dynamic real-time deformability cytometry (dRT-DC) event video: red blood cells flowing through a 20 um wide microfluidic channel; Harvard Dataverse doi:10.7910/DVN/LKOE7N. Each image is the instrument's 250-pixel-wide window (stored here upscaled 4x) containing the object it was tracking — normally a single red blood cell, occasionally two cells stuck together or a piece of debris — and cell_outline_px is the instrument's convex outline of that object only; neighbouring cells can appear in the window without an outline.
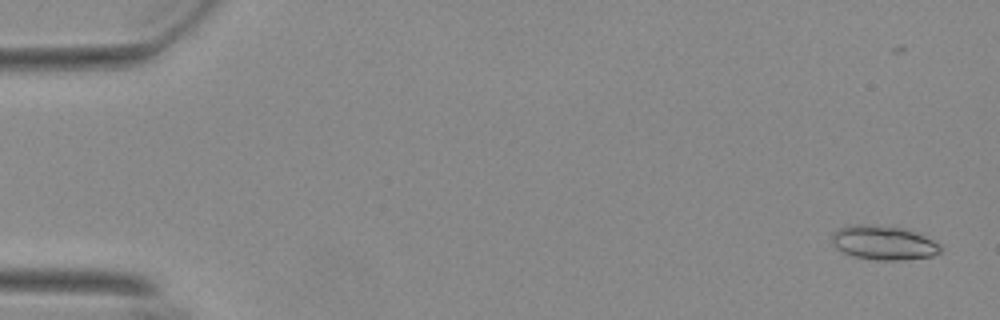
{"species": "Egyptian fruit bat (a non-hibernating species)", "species_latin": "Rousettus aegyptiacus", "temperature_condition": "warm", "stored_images_in_passage": 56, "segment_of_instrument_passage": [1, 2], "camera_frame_rate_fps": 3000, "um_per_image_px": 0.085, "animal": {"sex": "female"}, "frame": {"image": 1, "passage_image": 2, "time_ms": 0.333, "image_size_px": [1000, 320], "cell_outline_px": [[940, 252], [932, 256], [900, 260], [876, 260], [856, 256], [844, 252], [836, 248], [832, 244], [832, 232], [836, 228], [848, 224], [860, 224], [900, 228], [924, 236], [940, 244]], "centroid_in_image_um": [75.04, 20.63], "position_along_channel_um": 10.0, "area_um2": 21.33}}
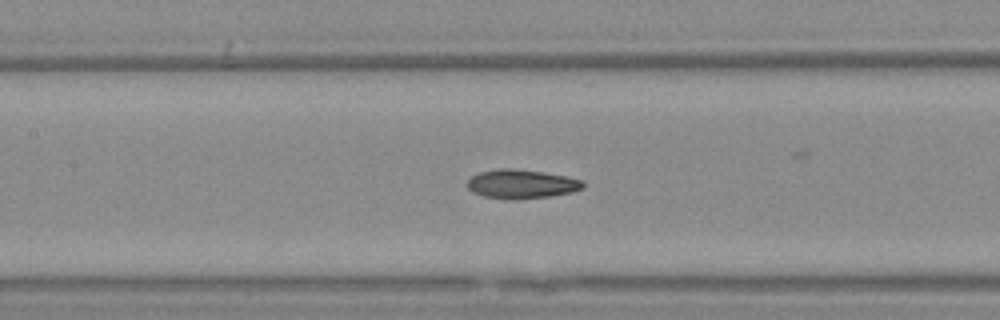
{"frame": {"image": 2, "passage_image": 26, "time_ms": 8.333, "image_size_px": [1000, 320], "cell_outline_px": [[584, 188], [572, 192], [552, 196], [516, 200], [512, 200], [484, 196], [472, 192], [468, 188], [468, 180], [472, 176], [480, 172], [500, 168], [512, 168], [568, 176], [580, 180], [584, 184]], "centroid_in_image_um": [44.33, 15.65], "position_along_channel_um": 163.1, "area_um2": 19.54}}
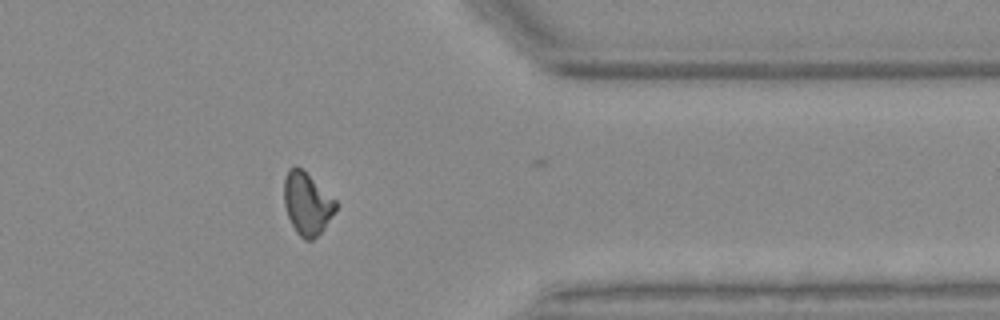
{"frame": {"image": 3, "passage_image": 45, "time_ms": 14.667, "image_size_px": [1000, 320], "cell_outline_px": [[336, 208], [324, 228], [312, 240], [304, 240], [296, 232], [288, 216], [284, 204], [284, 180], [288, 168], [300, 168], [336, 200]], "centroid_in_image_um": [26.08, 17.33], "position_along_channel_um": 385.3, "area_um2": 18.26}}